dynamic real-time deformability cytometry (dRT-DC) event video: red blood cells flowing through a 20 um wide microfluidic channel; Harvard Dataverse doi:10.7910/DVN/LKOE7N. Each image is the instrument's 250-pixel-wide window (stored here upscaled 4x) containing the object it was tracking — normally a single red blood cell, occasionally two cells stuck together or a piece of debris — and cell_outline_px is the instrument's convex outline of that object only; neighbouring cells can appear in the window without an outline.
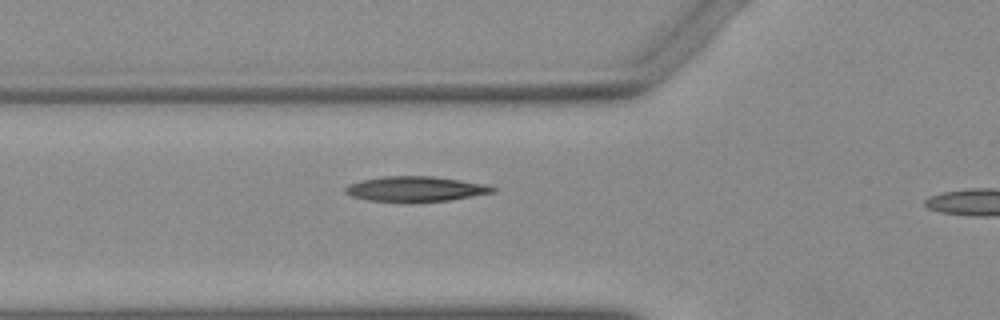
{"species": "Egyptian fruit bat (a non-hibernating species)", "species_latin": "Rousettus aegyptiacus", "temperature_condition": "warm", "stored_images_in_passage": 29, "camera_frame_rate_fps": 3000, "um_per_image_px": 0.085, "animal": {"sex": "female"}, "frame": {"image": 1, "passage_image": 3, "time_ms": 0.667, "image_size_px": [1000, 320], "cell_outline_px": [[496, 192], [448, 200], [408, 204], [400, 204], [368, 200], [352, 196], [344, 192], [344, 188], [348, 184], [364, 180], [384, 176], [432, 176], [488, 184], [496, 188]], "centroid_in_image_um": [35.31, 16.09], "position_along_channel_um": 90.5, "area_um2": 22.2}}
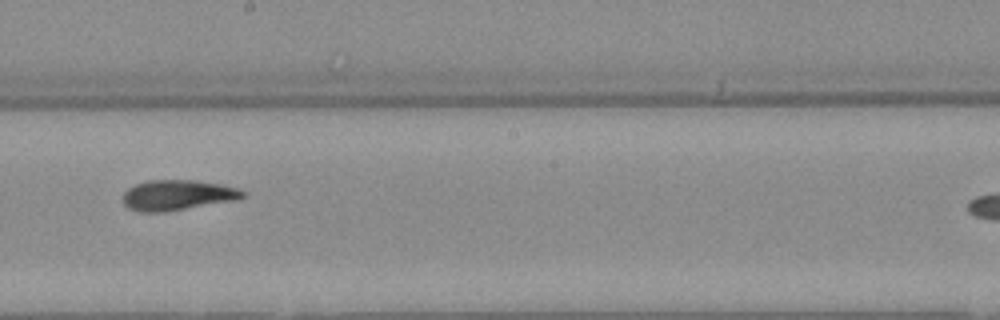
{"frame": {"image": 2, "passage_image": 14, "time_ms": 4.333, "image_size_px": [1000, 320], "cell_outline_px": [[244, 196], [240, 200], [164, 212], [136, 212], [128, 208], [124, 204], [124, 192], [128, 188], [136, 184], [148, 180], [196, 180], [220, 184], [240, 188], [244, 192]], "centroid_in_image_um": [15.11, 16.59], "position_along_channel_um": 233.1, "area_um2": 21.44}}
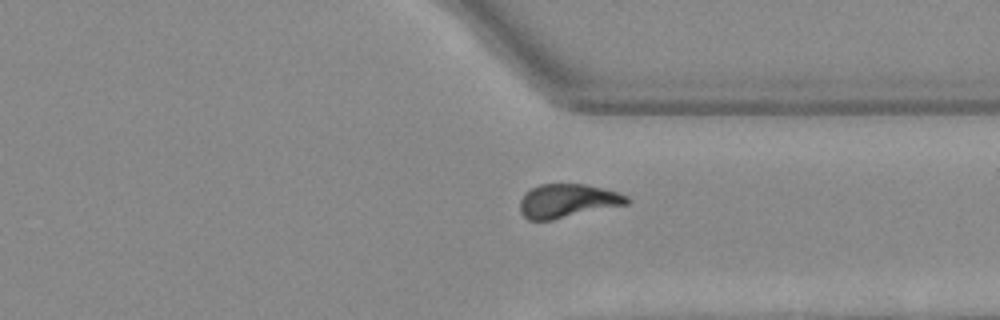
{"frame": {"image": 3, "passage_image": 24, "time_ms": 7.667, "image_size_px": [1000, 320], "cell_outline_px": [[628, 204], [552, 220], [528, 220], [520, 212], [520, 200], [524, 192], [540, 184], [584, 184], [604, 188], [628, 196]], "centroid_in_image_um": [48.21, 17.07], "position_along_channel_um": 363.2, "area_um2": 20.98}}